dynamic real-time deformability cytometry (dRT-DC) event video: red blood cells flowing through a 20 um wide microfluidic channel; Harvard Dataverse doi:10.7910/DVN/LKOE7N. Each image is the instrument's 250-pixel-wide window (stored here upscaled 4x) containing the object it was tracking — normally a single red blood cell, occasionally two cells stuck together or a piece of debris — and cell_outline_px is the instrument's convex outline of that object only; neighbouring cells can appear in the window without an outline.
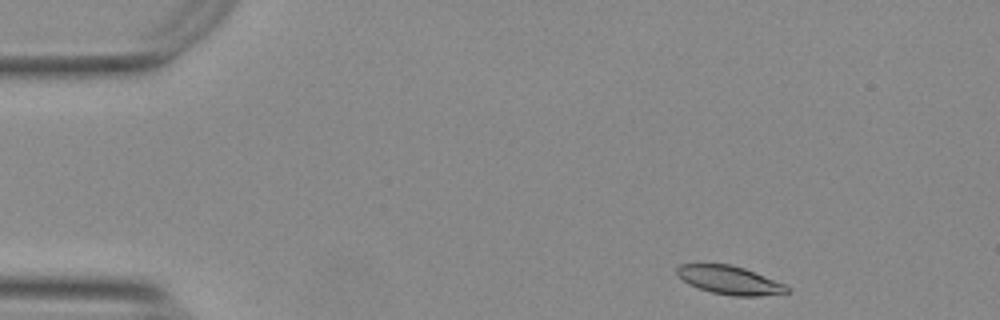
{"species": "Egyptian fruit bat (a non-hibernating species)", "species_latin": "Rousettus aegyptiacus", "temperature_condition": "warm", "stored_images_in_passage": 48, "camera_frame_rate_fps": 3000, "um_per_image_px": 0.085, "animal": {"sex": "female"}, "frame": {"image": 1, "passage_image": 1, "time_ms": 0.0, "image_size_px": [1000, 320], "cell_outline_px": [[788, 292], [760, 296], [732, 296], [712, 292], [688, 284], [676, 276], [676, 268], [680, 264], [696, 260], [732, 264], [744, 268], [784, 284], [788, 288]], "centroid_in_image_um": [61.86, 23.75], "position_along_channel_um": 23.1, "area_um2": 18.84}}
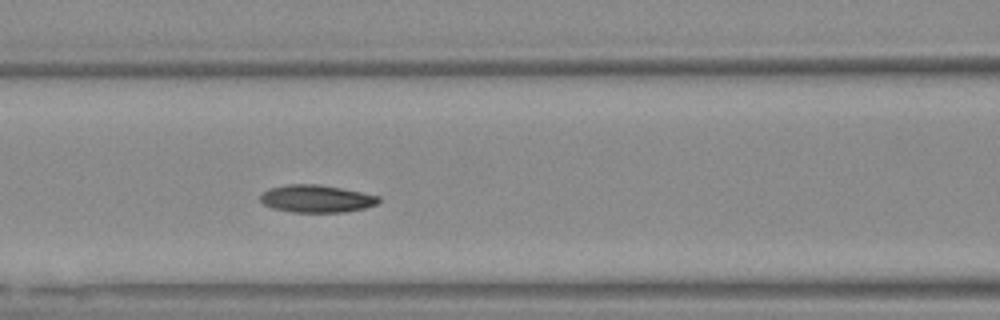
{"frame": {"image": 2, "passage_image": 17, "time_ms": 5.333, "image_size_px": [1000, 320], "cell_outline_px": [[380, 200], [376, 204], [364, 208], [344, 212], [292, 212], [272, 208], [264, 204], [260, 200], [260, 192], [268, 188], [288, 184], [320, 184], [380, 196]], "centroid_in_image_um": [26.85, 16.88], "position_along_channel_um": 139.8, "area_um2": 19.02}}
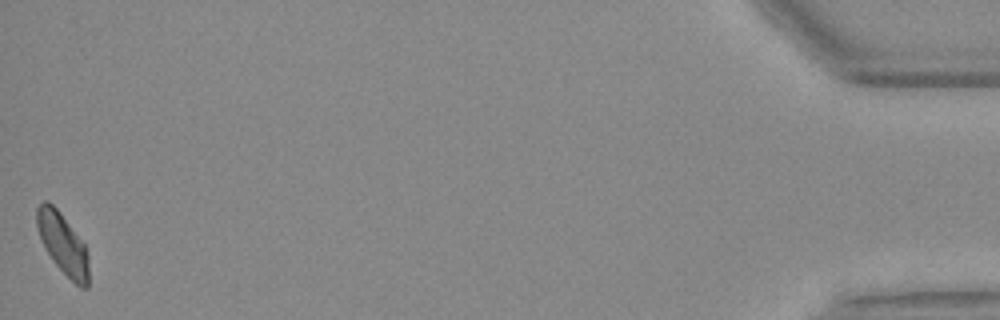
{"frame": {"image": 3, "passage_image": 48, "time_ms": 15.667, "image_size_px": [1000, 320], "cell_outline_px": [[88, 288], [80, 288], [52, 260], [44, 248], [36, 224], [36, 208], [44, 200], [48, 200], [60, 212], [84, 244], [88, 256]], "centroid_in_image_um": [5.32, 20.7], "position_along_channel_um": 429.9, "area_um2": 18.21}, "authors_computed_cell_mechanics": {"area_um2": 19.0162, "velocity_mm_per_s": 3.744, "shape_relaxation_time_tau1_ms": 5.7412, "shape_relaxation_time_tau2_ms": 6.6918, "deformation_change_tau1": 0.1264, "deformation_change_tau2": 0.113}}